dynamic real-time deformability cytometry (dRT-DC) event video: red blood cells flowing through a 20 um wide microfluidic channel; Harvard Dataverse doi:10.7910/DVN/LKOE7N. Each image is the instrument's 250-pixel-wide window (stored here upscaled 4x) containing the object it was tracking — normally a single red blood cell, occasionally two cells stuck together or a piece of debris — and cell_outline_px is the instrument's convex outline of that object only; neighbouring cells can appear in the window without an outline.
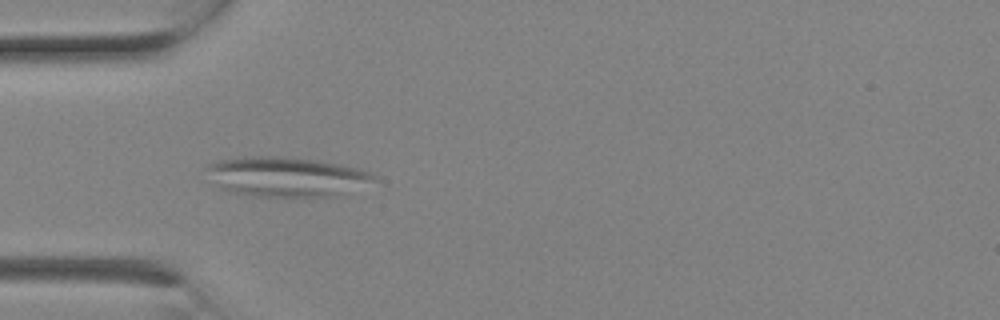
{"species": "Egyptian fruit bat (a non-hibernating species)", "species_latin": "Rousettus aegyptiacus", "temperature_condition": "room temperature", "stored_images_in_passage": 2, "camera_frame_rate_fps": 3000, "um_per_image_px": 0.085, "animal": {"sex": "female"}, "frame": {"image": 1, "passage_image": 2, "time_ms": 0.333, "image_size_px": [1000, 320], "cell_outline_px": [[380, 180], [336, 196], [252, 196], [232, 192], [220, 188], [216, 184], [204, 168], [208, 164], [220, 160], [244, 156], [280, 156], [316, 160], [356, 168], [368, 172], [376, 176]], "centroid_in_image_um": [24.33, 15.02], "position_along_channel_um": 60.7, "area_um2": 38.61}}